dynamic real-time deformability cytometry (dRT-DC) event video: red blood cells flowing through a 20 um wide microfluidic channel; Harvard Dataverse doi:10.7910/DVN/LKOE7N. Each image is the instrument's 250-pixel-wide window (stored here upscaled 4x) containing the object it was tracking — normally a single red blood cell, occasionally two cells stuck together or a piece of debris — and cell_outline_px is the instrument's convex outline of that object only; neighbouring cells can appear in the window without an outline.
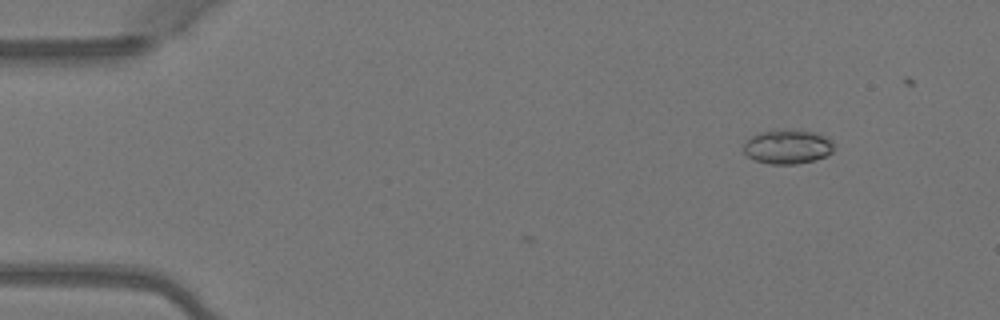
{"species": "Egyptian fruit bat (a non-hibernating species)", "species_latin": "Rousettus aegyptiacus", "temperature_condition": "warm", "stored_images_in_passage": 2, "camera_frame_rate_fps": 3000, "um_per_image_px": 0.085, "animal": {"sex": "female"}, "frame": {"image": 1, "passage_image": 2, "time_ms": 0.333, "image_size_px": [1000, 320], "cell_outline_px": [[832, 152], [816, 160], [796, 164], [768, 164], [756, 160], [748, 156], [744, 152], [744, 140], [760, 132], [784, 128], [792, 128], [816, 132], [824, 136], [832, 144]], "centroid_in_image_um": [66.91, 12.45], "position_along_channel_um": 18.1, "area_um2": 18.21}}